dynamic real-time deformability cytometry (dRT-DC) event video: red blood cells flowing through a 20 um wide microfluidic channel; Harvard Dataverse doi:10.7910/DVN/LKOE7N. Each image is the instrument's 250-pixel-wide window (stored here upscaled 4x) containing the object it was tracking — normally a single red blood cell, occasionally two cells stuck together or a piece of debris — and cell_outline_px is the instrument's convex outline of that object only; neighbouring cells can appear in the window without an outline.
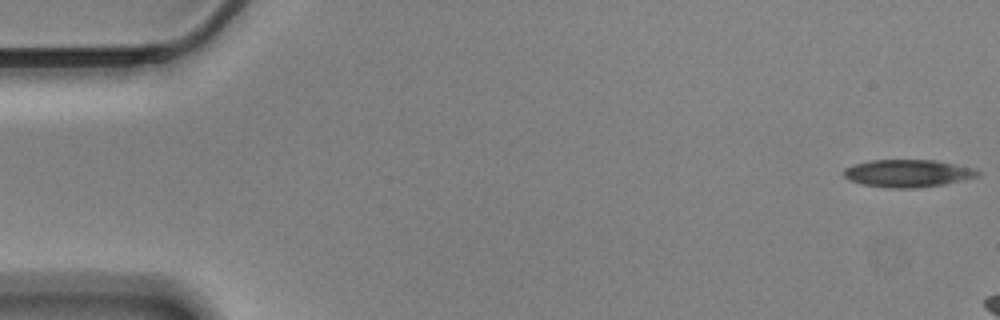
{"species": "Egyptian fruit bat (a non-hibernating species)", "species_latin": "Rousettus aegyptiacus", "temperature_condition": "cold", "stored_images_in_passage": 7, "camera_frame_rate_fps": 3000, "um_per_image_px": 0.085, "animal": {"sex": "male"}, "frame": {"image": 1, "passage_image": 1, "time_ms": 0.0, "image_size_px": [1000, 320], "cell_outline_px": [[980, 176], [944, 184], [916, 188], [888, 188], [864, 184], [852, 180], [844, 176], [844, 168], [852, 164], [872, 160], [932, 160], [976, 168], [980, 172]], "centroid_in_image_um": [77.19, 14.73], "position_along_channel_um": 7.8, "area_um2": 21.39}}